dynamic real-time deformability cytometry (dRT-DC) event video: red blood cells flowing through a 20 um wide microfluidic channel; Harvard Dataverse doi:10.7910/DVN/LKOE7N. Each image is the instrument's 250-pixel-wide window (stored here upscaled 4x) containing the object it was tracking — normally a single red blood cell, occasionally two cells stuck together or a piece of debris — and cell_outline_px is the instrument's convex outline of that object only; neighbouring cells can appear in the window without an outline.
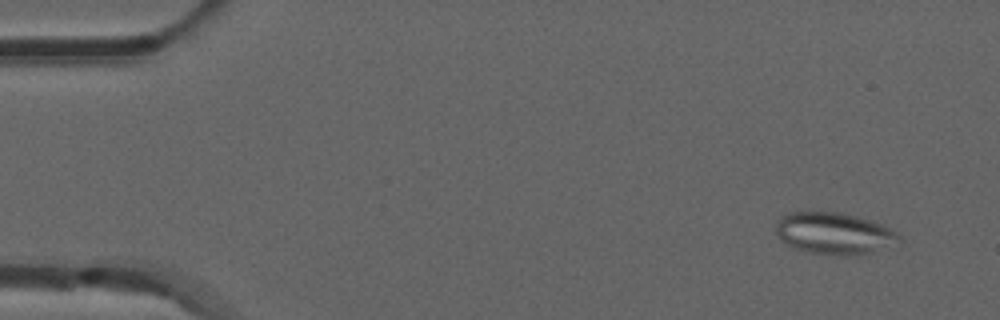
{"species": "common noctule bat (a hibernating species)", "species_latin": "Nyctalus noctula", "temperature_condition": "room temperature", "stored_images_in_passage": 52, "camera_frame_rate_fps": 3000, "um_per_image_px": 0.085, "animal": {"sex": "male", "forearm_length_mm": 52.5}, "frame": {"image": 1, "passage_image": 3, "time_ms": 0.667, "image_size_px": [1000, 320], "cell_outline_px": [[904, 240], [872, 252], [856, 256], [844, 256], [808, 252], [796, 248], [780, 240], [776, 232], [776, 224], [780, 216], [792, 212], [836, 212], [856, 216], [880, 224], [896, 232]], "centroid_in_image_um": [70.89, 19.85], "position_along_channel_um": 14.1, "area_um2": 29.82}}
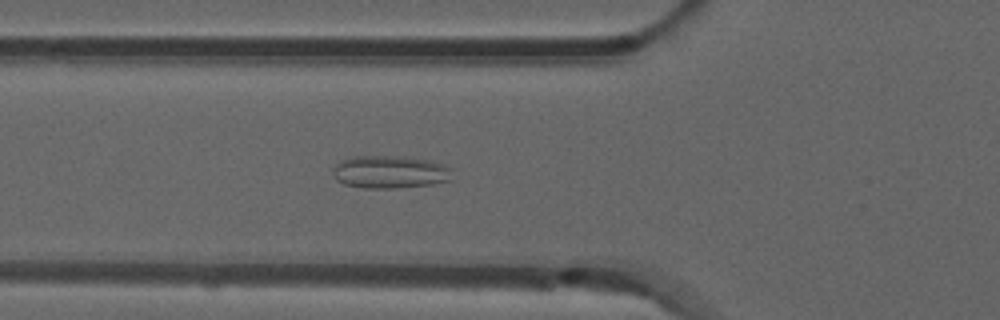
{"frame": {"image": 2, "passage_image": 18, "time_ms": 5.667, "image_size_px": [1000, 320], "cell_outline_px": [[448, 180], [432, 184], [396, 188], [364, 188], [344, 184], [336, 180], [332, 172], [332, 168], [336, 164], [348, 156], [404, 156], [432, 160], [444, 164], [448, 168]], "centroid_in_image_um": [33.06, 14.6], "position_along_channel_um": 92.7, "area_um2": 22.77}}
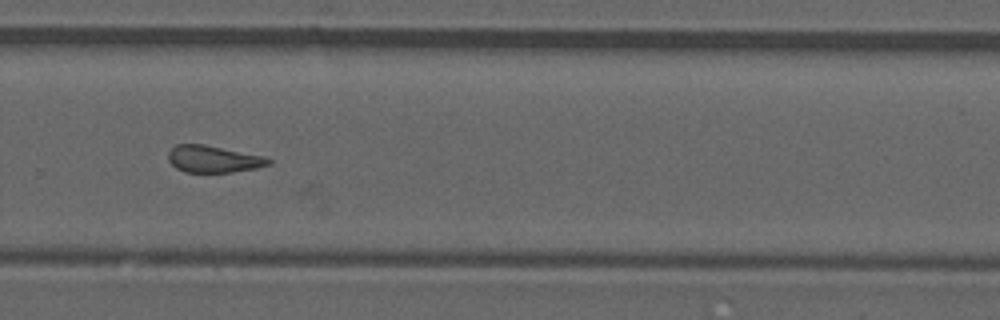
{"frame": {"image": 3, "passage_image": 35, "time_ms": 11.333, "image_size_px": [1000, 320], "cell_outline_px": [[272, 164], [256, 168], [232, 172], [184, 172], [176, 168], [168, 160], [168, 152], [176, 144], [204, 144], [264, 156], [272, 160]], "centroid_in_image_um": [18.14, 13.52], "position_along_channel_um": 311.7, "area_um2": 15.78}, "authors_computed_cell_mechanics": {"area_um2": 16.473, "velocity_mm_per_s": 3.8649, "shape_relaxation_time_tau1_ms": null, "shape_relaxation_time_tau2_ms": 2.0365, "deformation_change_tau1": null, "deformation_change_tau2": 0.1068}}